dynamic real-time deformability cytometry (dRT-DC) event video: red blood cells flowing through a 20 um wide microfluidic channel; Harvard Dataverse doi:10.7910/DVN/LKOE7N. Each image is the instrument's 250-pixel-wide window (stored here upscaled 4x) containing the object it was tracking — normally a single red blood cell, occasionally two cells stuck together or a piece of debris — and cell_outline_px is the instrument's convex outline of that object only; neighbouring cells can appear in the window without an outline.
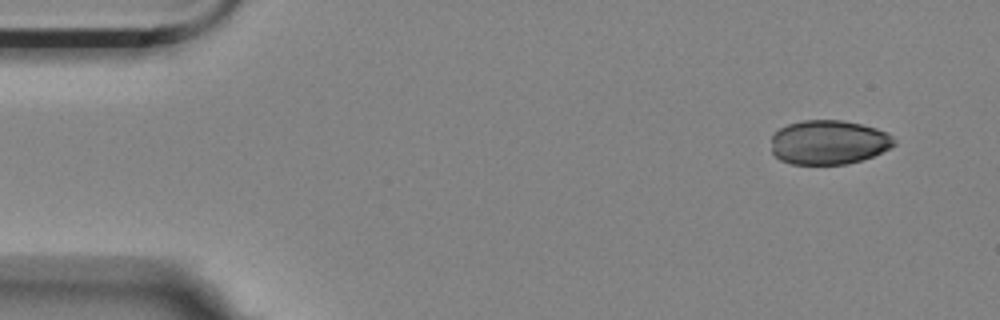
{"species": "Egyptian fruit bat (a non-hibernating species)", "species_latin": "Rousettus aegyptiacus", "temperature_condition": "room temperature", "stored_images_in_passage": 4, "camera_frame_rate_fps": 3000, "um_per_image_px": 0.085, "animal": {"sex": "female"}, "frame": {"image": 1, "passage_image": 1, "time_ms": 0.0, "image_size_px": [1000, 320], "cell_outline_px": [[896, 144], [872, 156], [848, 164], [792, 164], [780, 160], [772, 152], [772, 136], [780, 128], [788, 124], [804, 120], [844, 120], [876, 128], [888, 132], [896, 140]], "centroid_in_image_um": [70.44, 12.09], "position_along_channel_um": 14.6, "area_um2": 31.67}}
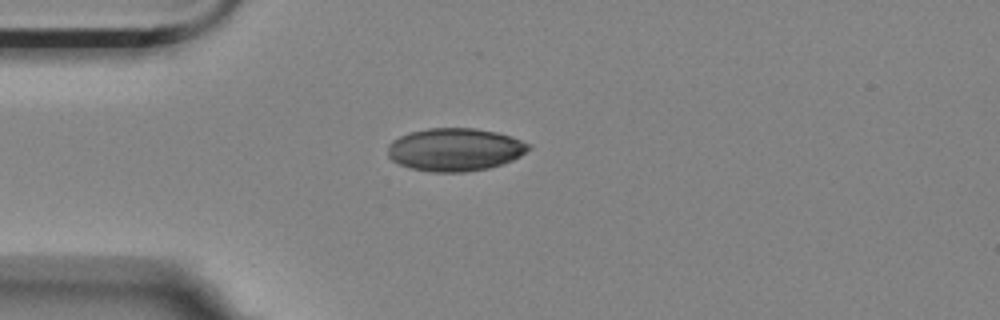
{"frame": {"image": 2, "passage_image": 4, "time_ms": 1.0, "image_size_px": [1000, 320], "cell_outline_px": [[532, 148], [520, 156], [512, 160], [488, 168], [464, 172], [432, 172], [412, 168], [400, 164], [392, 160], [388, 156], [388, 144], [392, 140], [408, 132], [428, 128], [476, 128], [496, 132], [512, 136], [532, 144]], "centroid_in_image_um": [38.69, 12.7], "position_along_channel_um": 46.3, "area_um2": 35.37}}